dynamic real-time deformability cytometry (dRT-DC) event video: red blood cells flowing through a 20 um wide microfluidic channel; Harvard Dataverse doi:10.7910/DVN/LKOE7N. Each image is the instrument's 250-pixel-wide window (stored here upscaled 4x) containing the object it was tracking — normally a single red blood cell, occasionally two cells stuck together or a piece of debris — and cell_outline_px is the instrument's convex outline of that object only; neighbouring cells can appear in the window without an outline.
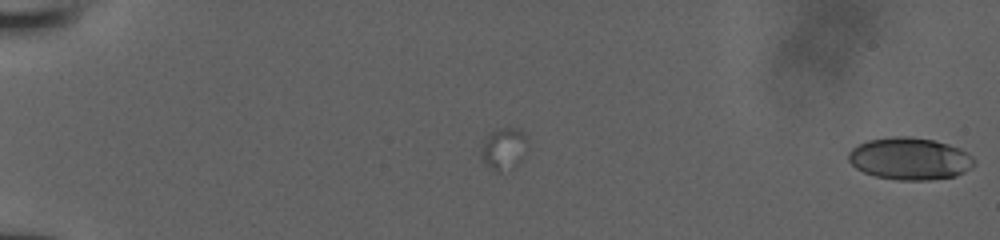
{"species": "human", "species_latin": "Homo sapiens", "temperature_condition": "room temperature", "stored_images_in_passage": 22, "camera_frame_rate_fps": 3000, "um_per_image_px": 0.085, "donor": {"sex": "male"}, "frame": {"image": 1, "passage_image": 22, "time_ms": 7.0, "image_size_px": [1000, 240], "cell_outline_px": [[976, 164], [964, 172], [956, 176], [928, 180], [900, 180], [876, 176], [864, 172], [856, 168], [848, 160], [848, 152], [852, 148], [868, 140], [896, 136], [908, 136], [932, 140], [948, 144], [960, 148], [972, 156]], "centroid_in_image_um": [77.34, 13.49], "position_along_channel_um": 7.7, "area_um2": 30.81}}